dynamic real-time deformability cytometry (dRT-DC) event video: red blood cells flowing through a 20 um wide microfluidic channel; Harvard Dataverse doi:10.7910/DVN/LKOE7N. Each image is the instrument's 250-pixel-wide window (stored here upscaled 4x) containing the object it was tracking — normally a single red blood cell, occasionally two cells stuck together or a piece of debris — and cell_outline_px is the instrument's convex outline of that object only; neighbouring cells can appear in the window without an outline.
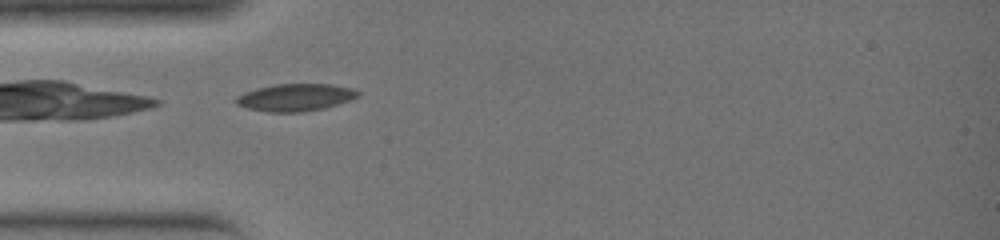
{"species": "common noctule bat (a hibernating species)", "species_latin": "Nyctalus noctula", "temperature_condition": "warm", "stored_images_in_passage": 22, "camera_frame_rate_fps": 3000, "um_per_image_px": 0.085, "animal": {"sex": "female", "body_mass_g": 19.0, "forearm_length_mm": 51.5}, "frame": {"image": 1, "passage_image": 1, "time_ms": 0.0, "image_size_px": [1000, 240], "cell_outline_px": [[360, 96], [324, 108], [304, 112], [268, 112], [248, 108], [236, 104], [232, 100], [236, 96], [244, 92], [256, 88], [276, 84], [332, 84], [356, 88], [360, 92]], "centroid_in_image_um": [25.1, 8.27], "position_along_channel_um": 59.9, "area_um2": 19.59}}
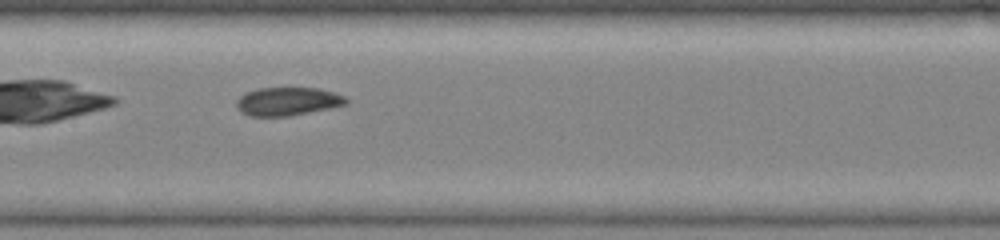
{"frame": {"image": 2, "passage_image": 8, "time_ms": 2.333, "image_size_px": [1000, 240], "cell_outline_px": [[348, 104], [288, 116], [248, 116], [240, 112], [236, 108], [236, 100], [240, 96], [248, 92], [260, 88], [320, 88], [344, 96], [348, 100]], "centroid_in_image_um": [24.42, 8.62], "position_along_channel_um": 183.0, "area_um2": 17.98}}
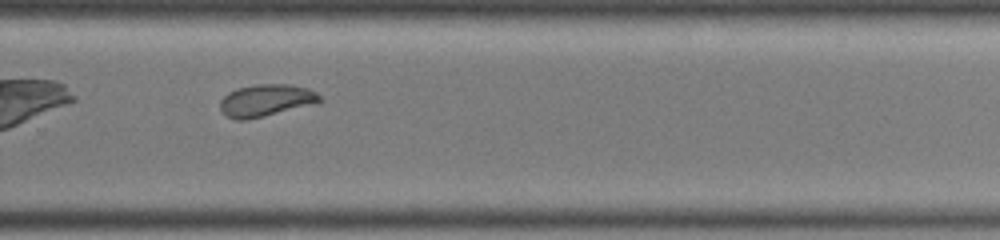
{"frame": {"image": 3, "passage_image": 15, "time_ms": 4.667, "image_size_px": [1000, 240], "cell_outline_px": [[324, 100], [320, 104], [248, 120], [236, 120], [228, 116], [220, 108], [220, 100], [228, 92], [236, 88], [256, 84], [288, 84], [308, 88], [316, 92]], "centroid_in_image_um": [22.68, 8.54], "position_along_channel_um": 307.1, "area_um2": 19.13}}